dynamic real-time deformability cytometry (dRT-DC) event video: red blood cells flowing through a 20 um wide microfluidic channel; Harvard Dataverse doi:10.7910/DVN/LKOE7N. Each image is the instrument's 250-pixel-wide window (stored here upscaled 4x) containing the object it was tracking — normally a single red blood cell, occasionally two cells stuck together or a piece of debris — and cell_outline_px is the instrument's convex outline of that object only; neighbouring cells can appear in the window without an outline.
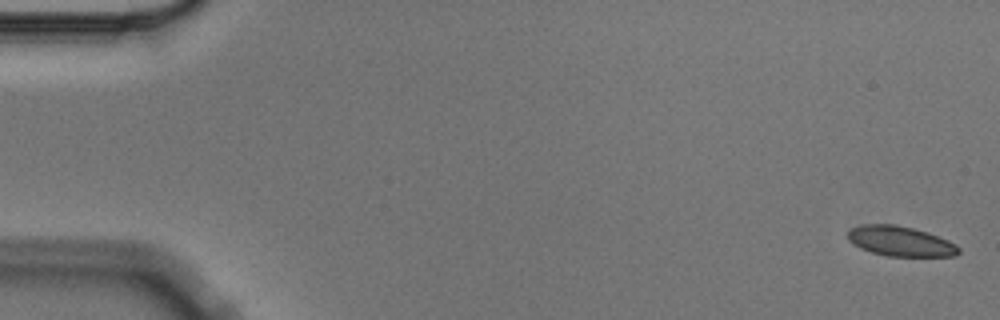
{"species": "Egyptian fruit bat (a non-hibernating species)", "species_latin": "Rousettus aegyptiacus", "temperature_condition": "cold", "stored_images_in_passage": 7, "camera_frame_rate_fps": 3000, "um_per_image_px": 0.085, "animal": {"sex": "male"}, "frame": {"image": 1, "passage_image": 1, "time_ms": 0.0, "image_size_px": [1000, 320], "cell_outline_px": [[960, 252], [956, 256], [888, 256], [872, 252], [848, 240], [848, 232], [852, 228], [864, 224], [892, 224], [912, 228], [928, 232], [948, 240], [956, 244], [960, 248]], "centroid_in_image_um": [76.59, 20.5], "position_along_channel_um": 8.4, "area_um2": 19.13}}
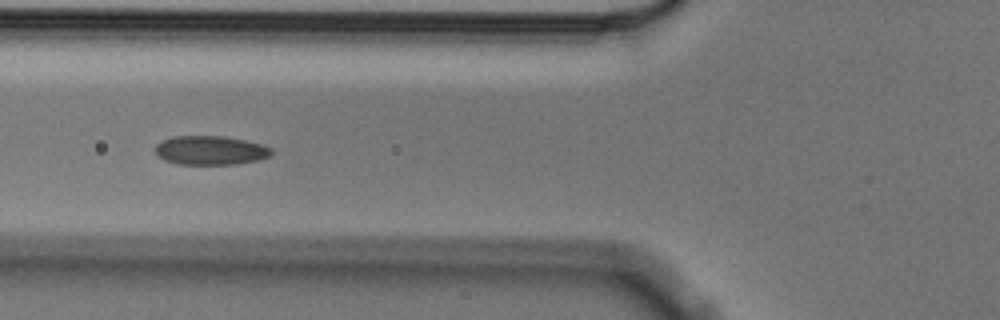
{"frame": {"image": 2, "passage_image": 6, "time_ms": 1.667, "image_size_px": [1000, 320], "cell_outline_px": [[272, 152], [268, 156], [260, 160], [236, 164], [176, 164], [164, 160], [156, 156], [156, 144], [160, 140], [172, 136], [224, 136], [244, 140], [260, 144], [272, 148]], "centroid_in_image_um": [17.84, 12.78], "position_along_channel_um": 108.0, "area_um2": 19.77}}
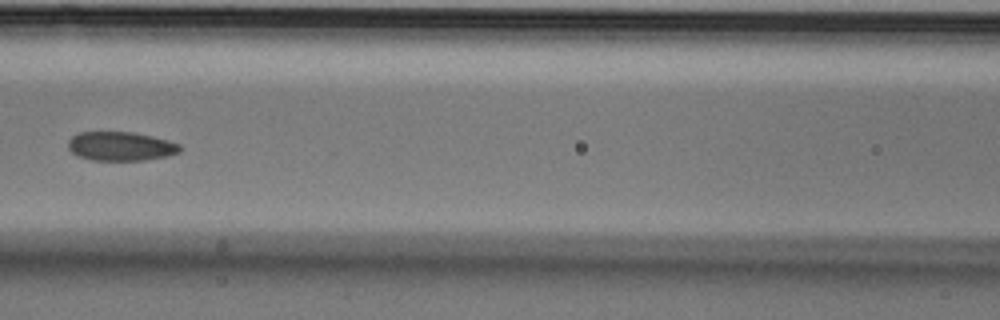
{"frame": {"image": 3, "passage_image": 7, "time_ms": 2.0, "image_size_px": [1000, 320], "cell_outline_px": [[180, 152], [164, 156], [144, 160], [92, 160], [80, 156], [72, 152], [68, 148], [68, 140], [72, 136], [80, 132], [132, 132], [152, 136], [168, 140], [180, 144]], "centroid_in_image_um": [10.25, 12.42], "position_along_channel_um": 156.4, "area_um2": 18.73}}